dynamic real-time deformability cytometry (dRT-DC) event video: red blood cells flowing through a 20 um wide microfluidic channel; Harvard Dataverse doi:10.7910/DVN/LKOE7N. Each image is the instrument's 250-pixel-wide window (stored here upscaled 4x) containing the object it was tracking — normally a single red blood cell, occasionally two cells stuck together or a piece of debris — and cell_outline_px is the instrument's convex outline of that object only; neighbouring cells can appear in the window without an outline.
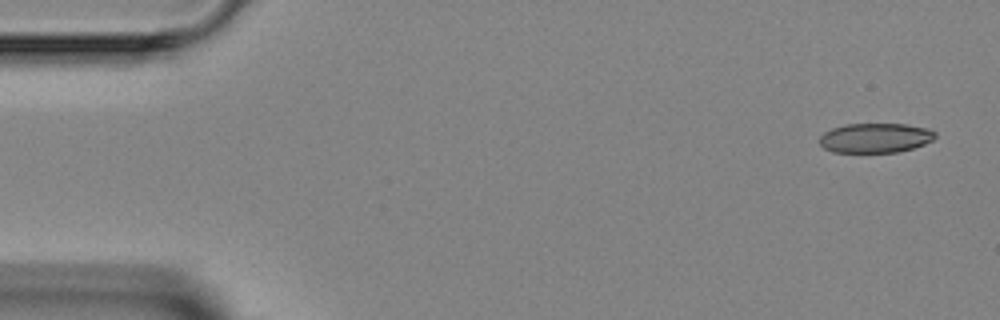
{"species": "Egyptian fruit bat (a non-hibernating species)", "species_latin": "Rousettus aegyptiacus", "temperature_condition": "room temperature", "stored_images_in_passage": 3, "camera_frame_rate_fps": 3000, "um_per_image_px": 0.085, "animal": {"sex": "female"}, "frame": {"image": 1, "passage_image": 1, "time_ms": 0.0, "image_size_px": [1000, 320], "cell_outline_px": [[936, 136], [932, 140], [924, 144], [912, 148], [896, 152], [832, 152], [824, 148], [820, 144], [820, 136], [824, 132], [832, 128], [844, 124], [908, 124], [928, 128], [936, 132]], "centroid_in_image_um": [74.4, 11.71], "position_along_channel_um": 10.6, "area_um2": 20.0}}
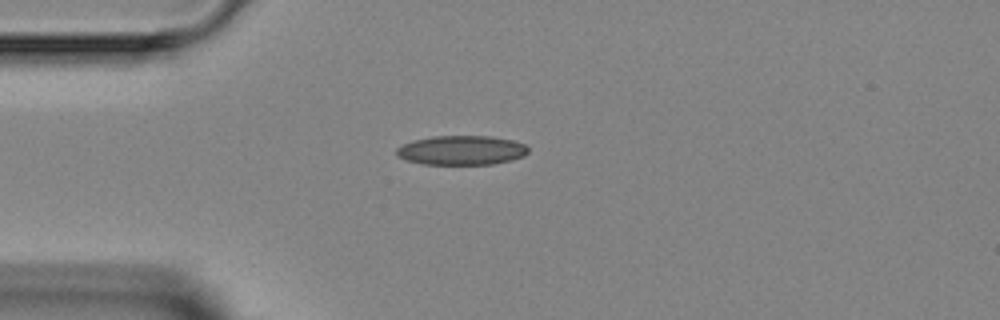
{"frame": {"image": 2, "passage_image": 3, "time_ms": 3.333, "image_size_px": [1000, 320], "cell_outline_px": [[528, 152], [524, 156], [512, 160], [492, 164], [424, 164], [404, 160], [396, 156], [396, 148], [412, 140], [432, 136], [492, 136], [512, 140], [524, 144], [528, 148]], "centroid_in_image_um": [39.21, 12.77], "position_along_channel_um": 45.8, "area_um2": 22.66}}